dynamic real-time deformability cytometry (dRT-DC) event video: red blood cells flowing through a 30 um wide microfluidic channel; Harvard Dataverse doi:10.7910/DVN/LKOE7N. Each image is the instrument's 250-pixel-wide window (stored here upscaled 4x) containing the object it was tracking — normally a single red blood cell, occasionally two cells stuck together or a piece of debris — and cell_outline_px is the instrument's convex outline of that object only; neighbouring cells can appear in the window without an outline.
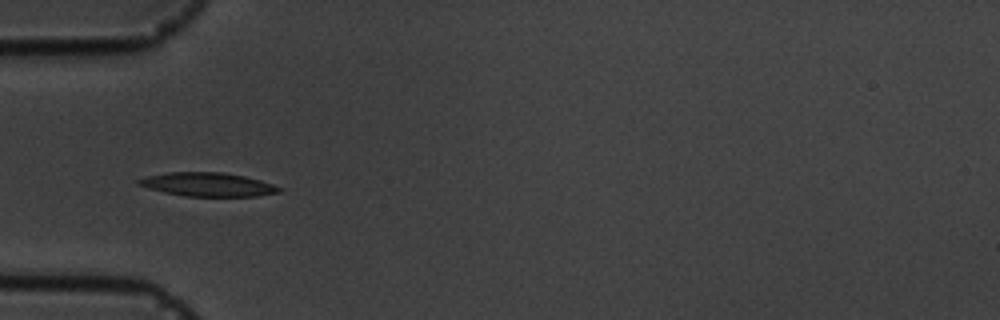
{"species": "common noctule bat (a hibernating species)", "species_latin": "Nyctalus noctula", "temperature_condition": "cold", "stored_images_in_passage": 6, "camera_frame_rate_fps": 3000, "um_per_image_px": 0.085, "animal": {"sex": "male", "body_mass_g": 19.5, "forearm_length_mm": 54.6}, "frame": {"image": 1, "passage_image": 4, "time_ms": 4.333, "image_size_px": [1000, 320], "cell_outline_px": [[284, 188], [280, 192], [256, 196], [184, 196], [164, 192], [148, 188], [136, 184], [136, 180], [148, 176], [168, 172], [224, 172], [244, 176], [260, 180]], "centroid_in_image_um": [17.66, 15.68], "position_along_channel_um": 67.3, "area_um2": 19.42}}
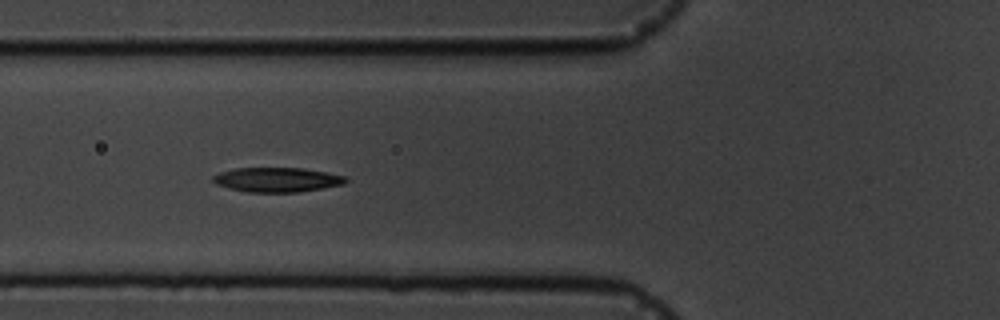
{"frame": {"image": 2, "passage_image": 5, "time_ms": 5.333, "image_size_px": [1000, 320], "cell_outline_px": [[348, 180], [344, 184], [300, 192], [248, 192], [228, 188], [216, 184], [212, 180], [212, 176], [220, 172], [236, 168], [304, 168], [328, 172], [344, 176]], "centroid_in_image_um": [23.55, 15.27], "position_along_channel_um": 102.3, "area_um2": 19.02}}
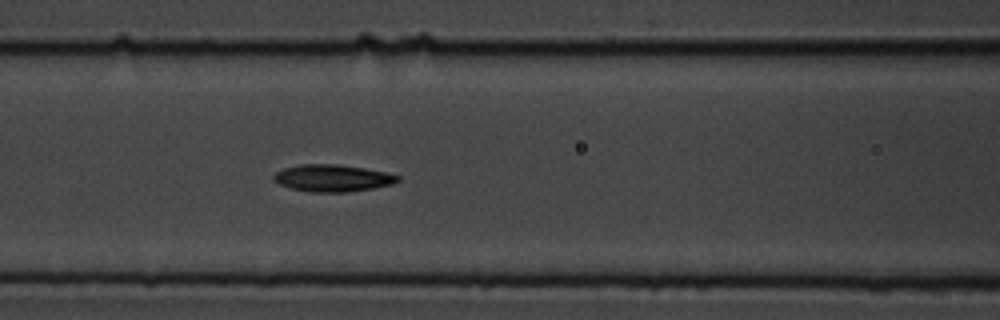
{"frame": {"image": 3, "passage_image": 6, "time_ms": 6.333, "image_size_px": [1000, 320], "cell_outline_px": [[400, 180], [392, 184], [372, 188], [348, 192], [312, 192], [292, 188], [280, 184], [272, 180], [272, 176], [276, 172], [284, 168], [300, 164], [336, 164], [364, 168], [384, 172], [400, 176]], "centroid_in_image_um": [28.25, 15.13], "position_along_channel_um": 138.4, "area_um2": 19.42}}